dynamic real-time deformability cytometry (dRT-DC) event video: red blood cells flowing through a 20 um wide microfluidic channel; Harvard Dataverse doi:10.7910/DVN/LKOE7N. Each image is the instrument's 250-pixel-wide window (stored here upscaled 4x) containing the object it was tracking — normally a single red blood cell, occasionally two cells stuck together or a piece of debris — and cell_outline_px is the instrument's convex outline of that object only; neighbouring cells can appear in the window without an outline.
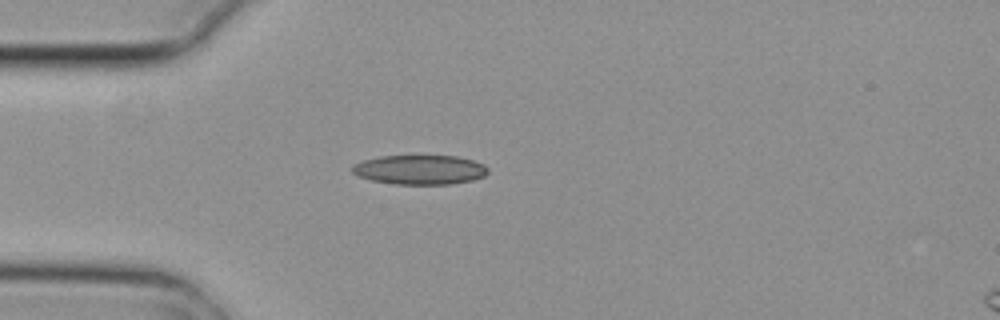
{"species": "common noctule bat (a hibernating species)", "species_latin": "Nyctalus noctula", "temperature_condition": "cold", "stored_images_in_passage": 1, "camera_frame_rate_fps": 3000, "um_per_image_px": 0.085, "animal": {"sex": "female", "body_mass_g": 29.2, "forearm_length_mm": 56.3}, "frame": {"image": 1, "passage_image": 1, "time_ms": 0.0, "image_size_px": [1000, 320], "cell_outline_px": [[488, 172], [484, 176], [472, 180], [448, 184], [396, 184], [372, 180], [360, 176], [352, 172], [352, 164], [364, 160], [380, 156], [456, 156], [472, 160], [484, 164], [488, 168]], "centroid_in_image_um": [35.69, 14.42], "position_along_channel_um": 49.3, "area_um2": 23.12}}